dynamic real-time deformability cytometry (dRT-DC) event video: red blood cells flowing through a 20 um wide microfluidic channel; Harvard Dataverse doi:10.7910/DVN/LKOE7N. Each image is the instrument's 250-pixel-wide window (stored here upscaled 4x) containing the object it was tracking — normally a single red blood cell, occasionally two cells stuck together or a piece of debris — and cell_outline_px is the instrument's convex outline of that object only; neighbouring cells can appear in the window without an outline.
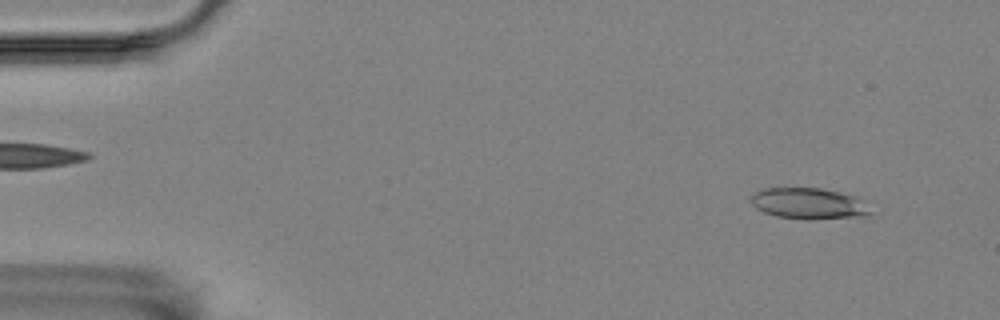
{"species": "Egyptian fruit bat (a non-hibernating species)", "species_latin": "Rousettus aegyptiacus", "temperature_condition": "room temperature", "stored_images_in_passage": 6, "camera_frame_rate_fps": 3000, "um_per_image_px": 0.085, "animal": {"sex": "female"}, "frame": {"image": 1, "passage_image": 1, "time_ms": 0.0, "image_size_px": [1000, 320], "cell_outline_px": [[876, 212], [872, 216], [808, 220], [776, 216], [764, 212], [756, 208], [752, 204], [752, 196], [756, 192], [764, 188], [820, 188], [852, 196], [860, 200]], "centroid_in_image_um": [68.8, 17.33], "position_along_channel_um": 16.2, "area_um2": 21.73}}